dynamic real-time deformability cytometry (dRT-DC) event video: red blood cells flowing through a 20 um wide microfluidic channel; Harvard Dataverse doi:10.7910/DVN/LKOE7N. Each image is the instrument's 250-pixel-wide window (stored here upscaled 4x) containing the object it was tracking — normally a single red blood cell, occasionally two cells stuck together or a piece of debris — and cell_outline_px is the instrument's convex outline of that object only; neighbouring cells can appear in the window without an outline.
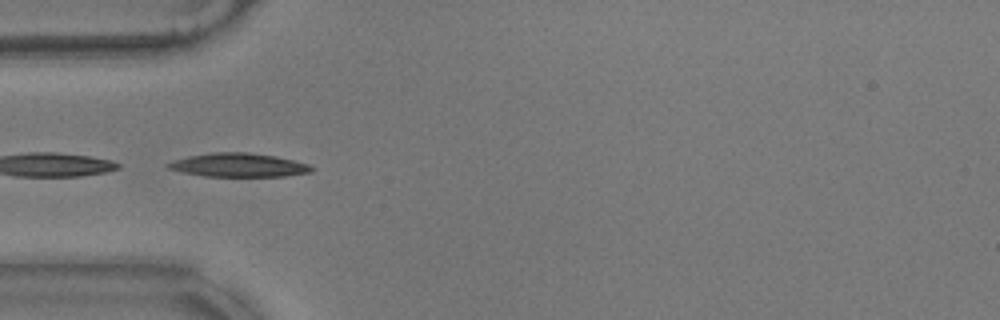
{"species": "common noctule bat (a hibernating species)", "species_latin": "Nyctalus noctula", "temperature_condition": "warm", "stored_images_in_passage": 39, "camera_frame_rate_fps": 3000, "um_per_image_px": 0.085, "animal": {"sex": "male", "body_mass_g": 17.9}, "frame": {"image": 1, "passage_image": 1, "time_ms": 0.0, "image_size_px": [1000, 320], "cell_outline_px": [[316, 168], [312, 172], [284, 176], [204, 176], [184, 172], [168, 168], [164, 164], [172, 160], [188, 156], [212, 152], [248, 152], [276, 156], [308, 164]], "centroid_in_image_um": [20.28, 14.02], "position_along_channel_um": 64.7, "area_um2": 19.83}, "authors_computed_cell_mechanics": {"area_um2": 18.9584, "velocity_mm_per_s": 3.5301, "shape_relaxation_time_tau1_ms": 4.8392, "shape_relaxation_time_tau2_ms": 2.7161, "deformation_change_tau1": 0.1859, "deformation_change_tau2": 0.1015}}